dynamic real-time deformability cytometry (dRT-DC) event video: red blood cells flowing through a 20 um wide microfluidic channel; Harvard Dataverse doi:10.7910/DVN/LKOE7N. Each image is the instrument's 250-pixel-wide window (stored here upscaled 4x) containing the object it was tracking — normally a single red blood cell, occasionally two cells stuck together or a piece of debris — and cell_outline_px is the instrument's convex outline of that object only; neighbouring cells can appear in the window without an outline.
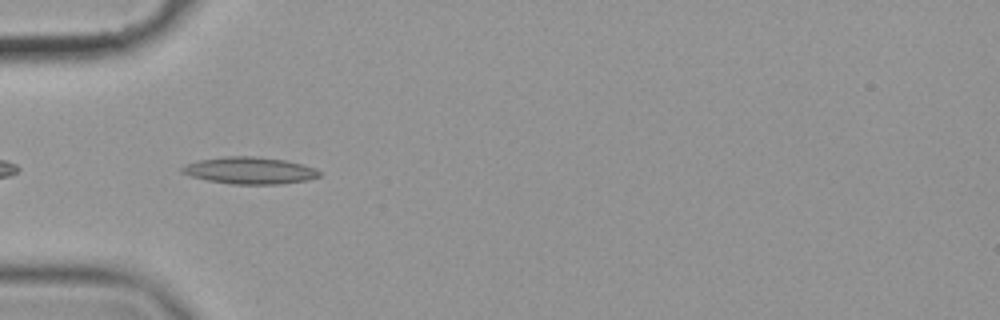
{"species": "common noctule bat (a hibernating species)", "species_latin": "Nyctalus noctula", "temperature_condition": "cold", "stored_images_in_passage": 40, "camera_frame_rate_fps": 3000, "um_per_image_px": 0.085, "animal": {"sex": "female", "body_mass_g": 19.9}, "frame": {"image": 1, "passage_image": 2, "time_ms": 0.333, "image_size_px": [1000, 320], "cell_outline_px": [[320, 176], [304, 180], [280, 184], [232, 184], [208, 180], [192, 176], [180, 172], [180, 168], [184, 164], [200, 160], [224, 156], [256, 156], [284, 160], [316, 168], [320, 172]], "centroid_in_image_um": [21.18, 14.48], "position_along_channel_um": 63.8, "area_um2": 21.39}}
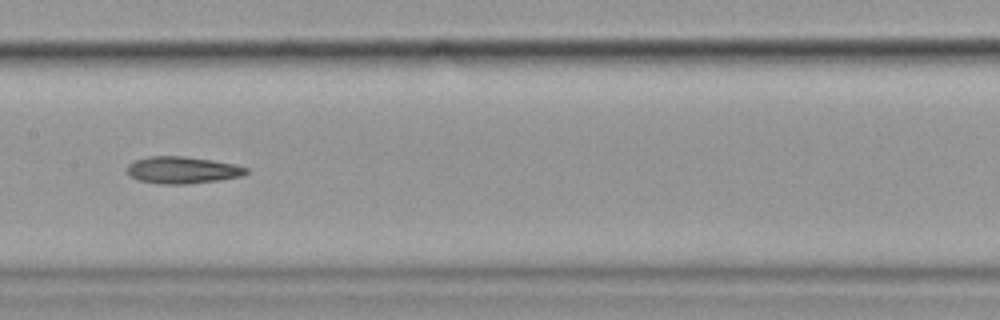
{"frame": {"image": 2, "passage_image": 13, "time_ms": 4.0, "image_size_px": [1000, 320], "cell_outline_px": [[248, 172], [244, 176], [216, 180], [184, 184], [160, 184], [140, 180], [132, 176], [128, 172], [128, 164], [136, 160], [148, 156], [184, 156], [212, 160], [236, 164], [248, 168]], "centroid_in_image_um": [15.55, 14.44], "position_along_channel_um": 191.9, "area_um2": 18.55}}
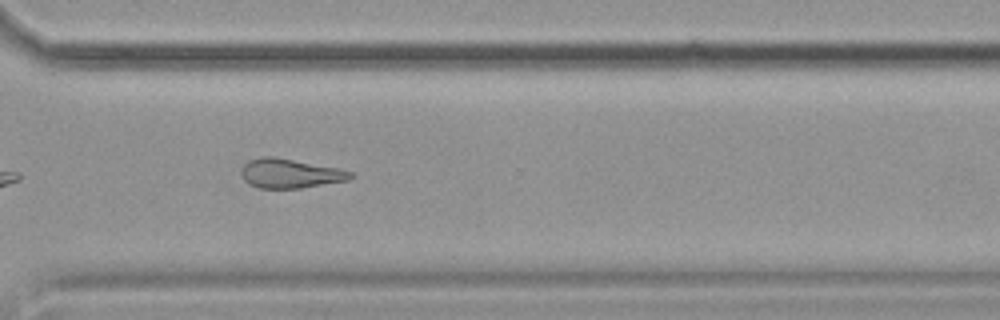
{"frame": {"image": 3, "passage_image": 26, "time_ms": 8.333, "image_size_px": [1000, 320], "cell_outline_px": [[352, 176], [348, 180], [300, 188], [260, 188], [248, 184], [244, 180], [240, 172], [240, 168], [248, 160], [260, 156], [272, 156], [336, 168], [352, 172]], "centroid_in_image_um": [24.57, 14.74], "position_along_channel_um": 346.0, "area_um2": 18.5}, "authors_computed_cell_mechanics": {"area_um2": 18.9006, "velocity_mm_per_s": 3.5616, "shape_relaxation_time_tau1_ms": null, "shape_relaxation_time_tau2_ms": 7.2867, "deformation_change_tau1": null, "deformation_change_tau2": 0.1896}}